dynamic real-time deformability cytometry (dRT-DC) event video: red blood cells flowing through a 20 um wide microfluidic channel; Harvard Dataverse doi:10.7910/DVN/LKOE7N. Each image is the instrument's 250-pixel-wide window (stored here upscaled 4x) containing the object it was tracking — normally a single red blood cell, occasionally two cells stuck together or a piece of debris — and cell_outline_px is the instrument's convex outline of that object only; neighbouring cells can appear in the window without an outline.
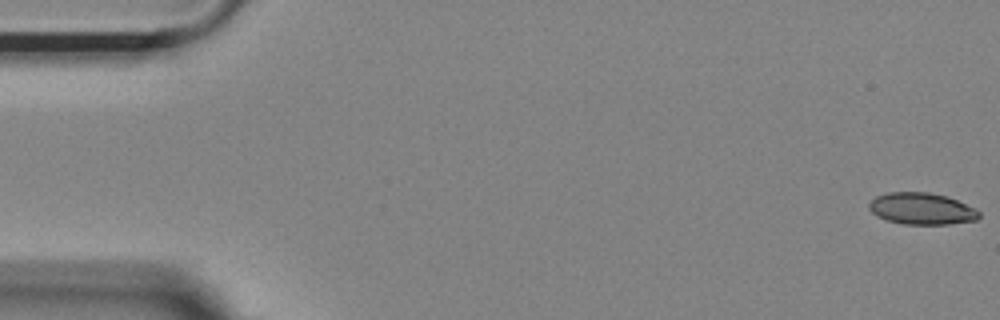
{"species": "Egyptian fruit bat (a non-hibernating species)", "species_latin": "Rousettus aegyptiacus", "temperature_condition": "room temperature", "stored_images_in_passage": 55, "camera_frame_rate_fps": 3000, "um_per_image_px": 0.085, "animal": {"sex": "female"}, "frame": {"image": 1, "passage_image": 1, "time_ms": 0.0, "image_size_px": [1000, 320], "cell_outline_px": [[980, 216], [976, 220], [948, 224], [904, 224], [888, 220], [876, 216], [868, 208], [868, 204], [876, 196], [888, 192], [928, 192], [948, 196], [976, 208], [980, 212]], "centroid_in_image_um": [78.35, 17.73], "position_along_channel_um": 6.6, "area_um2": 20.4}}
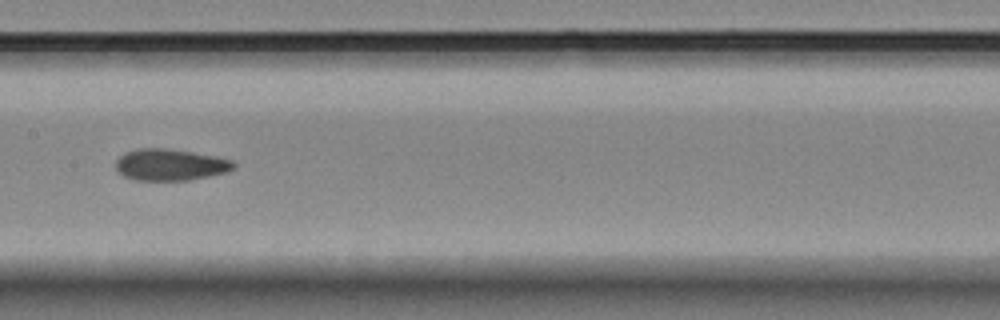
{"frame": {"image": 2, "passage_image": 27, "time_ms": 8.667, "image_size_px": [1000, 320], "cell_outline_px": [[236, 168], [228, 172], [188, 180], [136, 180], [124, 176], [116, 172], [116, 160], [124, 152], [136, 148], [164, 148], [192, 152], [216, 156], [232, 160], [236, 164]], "centroid_in_image_um": [14.46, 14.0], "position_along_channel_um": 192.9, "area_um2": 21.85}}
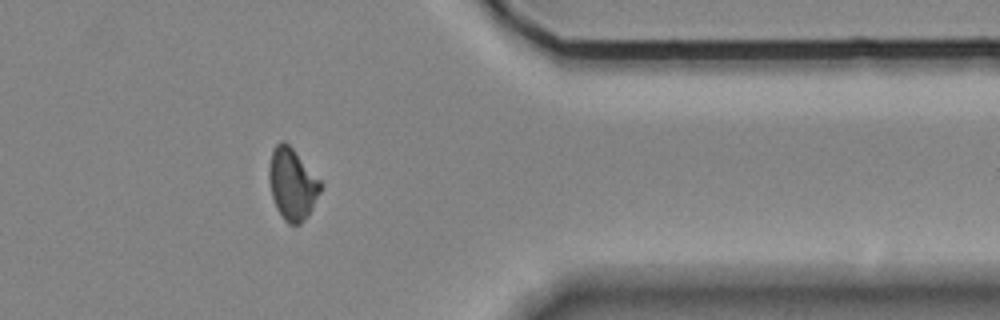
{"frame": {"image": 3, "passage_image": 44, "time_ms": 14.333, "image_size_px": [1000, 320], "cell_outline_px": [[320, 192], [308, 216], [300, 224], [288, 224], [284, 220], [276, 208], [272, 196], [268, 180], [268, 168], [272, 148], [280, 140], [284, 140], [292, 148], [320, 180]], "centroid_in_image_um": [24.8, 15.64], "position_along_channel_um": 386.6, "area_um2": 21.44}, "authors_computed_cell_mechanics": {"area_um2": 21.4438, "velocity_mm_per_s": 3.693, "shape_relaxation_time_tau1_ms": null, "shape_relaxation_time_tau2_ms": 2.3041, "deformation_change_tau1": null, "deformation_change_tau2": 0.0596}}